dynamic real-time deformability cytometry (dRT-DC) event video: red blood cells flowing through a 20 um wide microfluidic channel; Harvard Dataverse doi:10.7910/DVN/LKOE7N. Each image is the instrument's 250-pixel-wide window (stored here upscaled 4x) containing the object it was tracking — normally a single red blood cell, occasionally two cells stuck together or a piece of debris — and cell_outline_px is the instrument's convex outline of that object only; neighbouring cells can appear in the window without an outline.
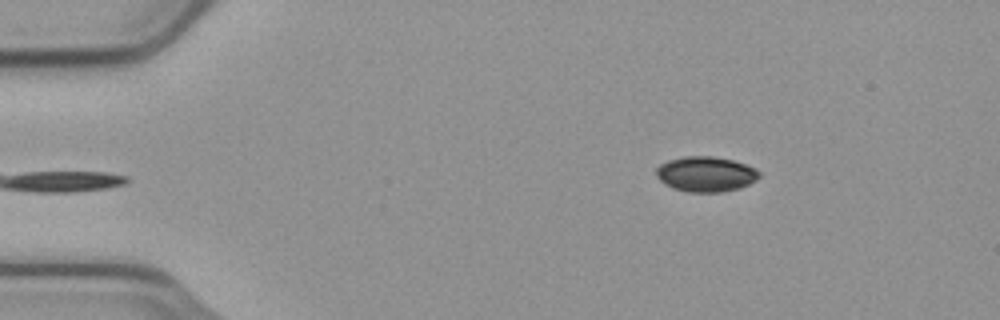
{"species": "common noctule bat (a hibernating species)", "species_latin": "Nyctalus noctula", "temperature_condition": "cold", "stored_images_in_passage": 47, "camera_frame_rate_fps": 3000, "um_per_image_px": 0.085, "animal": {"sex": "male", "body_mass_g": 23.1, "forearm_length_mm": 52.7}, "frame": {"image": 1, "passage_image": 1, "time_ms": 0.0, "image_size_px": [1000, 320], "cell_outline_px": [[760, 176], [756, 180], [740, 188], [720, 192], [688, 192], [672, 188], [664, 184], [656, 176], [656, 168], [660, 164], [668, 160], [684, 156], [712, 156], [732, 160], [756, 168], [760, 172]], "centroid_in_image_um": [59.97, 14.8], "position_along_channel_um": 25.0, "area_um2": 21.21}}
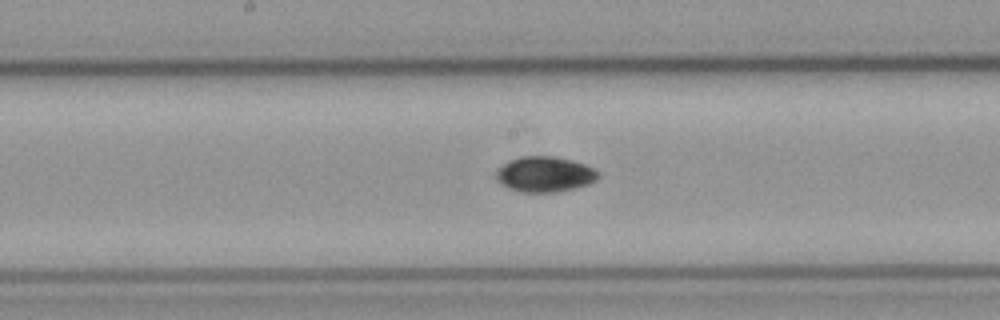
{"frame": {"image": 2, "passage_image": 21, "time_ms": 6.667, "image_size_px": [1000, 320], "cell_outline_px": [[600, 176], [596, 180], [588, 184], [556, 192], [520, 192], [508, 188], [496, 180], [496, 168], [508, 160], [520, 156], [556, 156], [572, 160], [584, 164], [600, 172]], "centroid_in_image_um": [46.27, 14.8], "position_along_channel_um": 201.9, "area_um2": 21.27}}
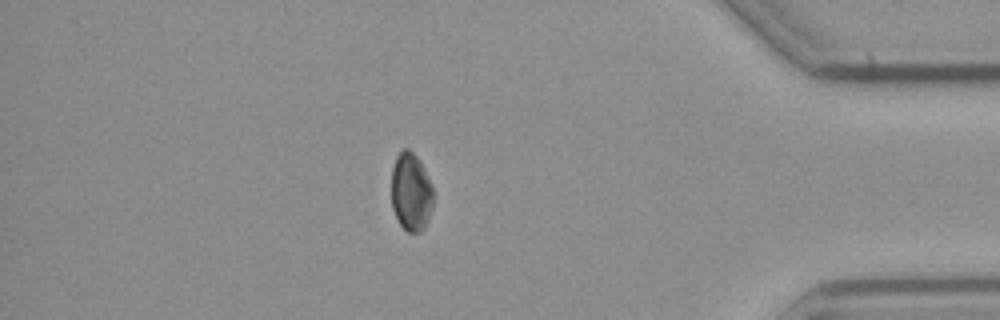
{"frame": {"image": 3, "passage_image": 40, "time_ms": 13.0, "image_size_px": [1000, 320], "cell_outline_px": [[432, 208], [428, 220], [424, 228], [420, 232], [408, 232], [400, 224], [392, 208], [392, 168], [396, 156], [400, 148], [408, 148], [420, 160], [432, 184]], "centroid_in_image_um": [34.93, 16.29], "position_along_channel_um": 400.3, "area_um2": 19.19}, "authors_computed_cell_mechanics": {"area_um2": 20.519, "velocity_mm_per_s": 3.7441, "shape_relaxation_time_tau1_ms": 1.1658, "shape_relaxation_time_tau2_ms": null, "deformation_change_tau1": 0.0262, "deformation_change_tau2": null}}